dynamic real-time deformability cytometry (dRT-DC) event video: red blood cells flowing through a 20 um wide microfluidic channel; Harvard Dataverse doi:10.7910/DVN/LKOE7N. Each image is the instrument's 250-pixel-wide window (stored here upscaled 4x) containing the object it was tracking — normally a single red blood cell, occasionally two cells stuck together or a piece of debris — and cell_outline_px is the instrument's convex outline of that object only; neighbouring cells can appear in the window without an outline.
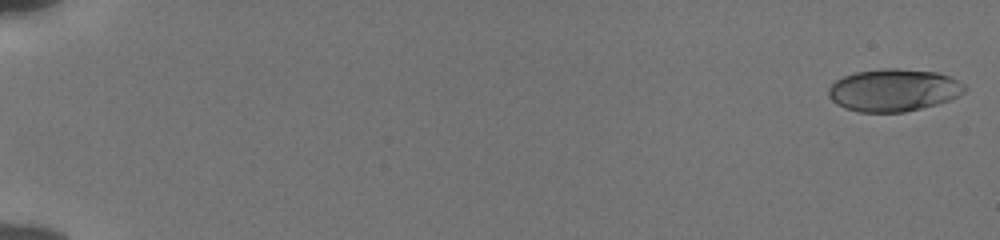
{"species": "human", "species_latin": "Homo sapiens", "temperature_condition": "cold", "stored_images_in_passage": 55, "camera_frame_rate_fps": 3000, "um_per_image_px": 0.085, "donor": {"sex": "male"}, "frame": {"image": 1, "passage_image": 1, "time_ms": 0.0, "image_size_px": [1000, 240], "cell_outline_px": [[968, 88], [964, 92], [948, 100], [936, 104], [904, 112], [860, 112], [844, 108], [836, 104], [828, 96], [828, 88], [836, 80], [844, 76], [856, 72], [880, 68], [900, 68], [936, 72], [960, 80]], "centroid_in_image_um": [75.95, 7.65], "position_along_channel_um": 9.1, "area_um2": 33.76}}
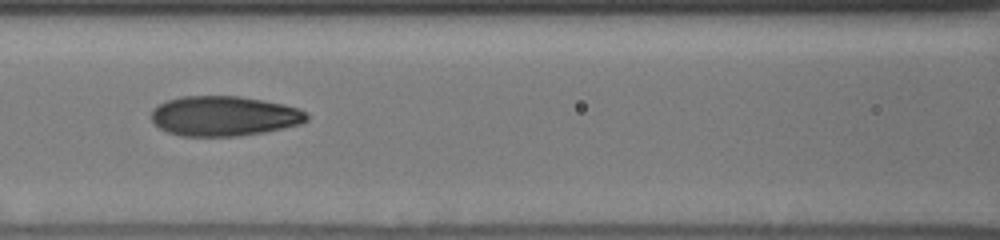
{"frame": {"image": 2, "passage_image": 27, "time_ms": 8.667, "image_size_px": [1000, 240], "cell_outline_px": [[308, 120], [300, 124], [264, 132], [236, 136], [180, 136], [168, 132], [160, 128], [152, 120], [152, 108], [168, 100], [180, 96], [240, 96], [284, 104], [300, 108], [308, 116]], "centroid_in_image_um": [19.04, 9.86], "position_along_channel_um": 147.6, "area_um2": 36.13}}
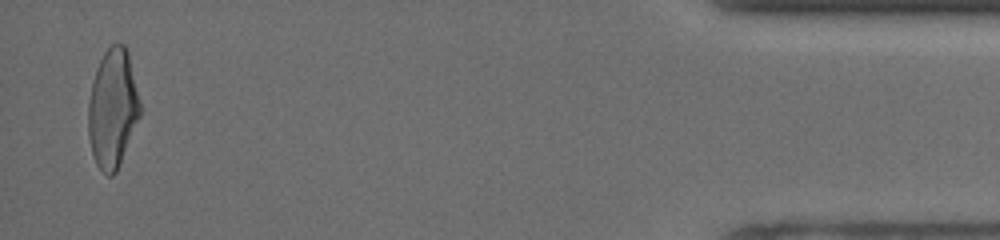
{"frame": {"image": 3, "passage_image": 54, "time_ms": 17.667, "image_size_px": [1000, 240], "cell_outline_px": [[140, 116], [116, 172], [112, 176], [108, 176], [96, 164], [92, 152], [88, 136], [88, 104], [92, 80], [96, 68], [104, 52], [112, 44], [124, 44], [128, 52], [140, 104]], "centroid_in_image_um": [9.56, 9.22], "position_along_channel_um": 425.6, "area_um2": 35.55}, "authors_computed_cell_mechanics": {"area_um2": 34.8534, "velocity_mm_per_s": 3.8619, "shape_relaxation_time_tau1_ms": 4.1344, "shape_relaxation_time_tau2_ms": 1.2979, "deformation_change_tau1": 0.1807, "deformation_change_tau2": 0.0773}}